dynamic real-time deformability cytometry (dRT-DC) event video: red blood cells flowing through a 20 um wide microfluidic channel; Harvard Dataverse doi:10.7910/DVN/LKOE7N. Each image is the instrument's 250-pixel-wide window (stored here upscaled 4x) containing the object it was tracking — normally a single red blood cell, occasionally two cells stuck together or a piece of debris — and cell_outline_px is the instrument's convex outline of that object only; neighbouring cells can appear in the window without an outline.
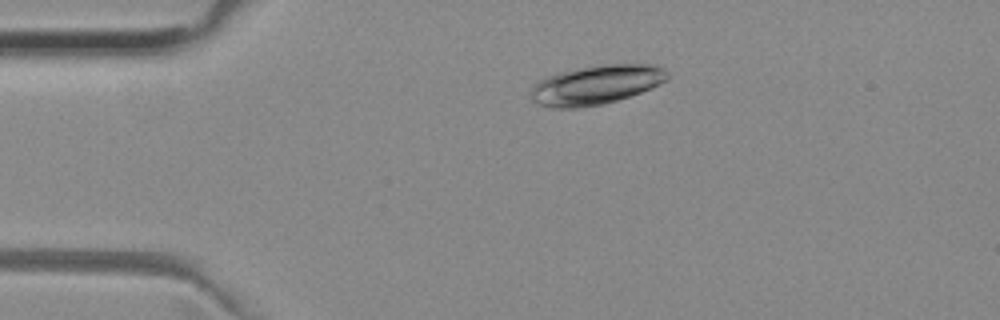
{"species": "common noctule bat (a hibernating species)", "species_latin": "Nyctalus noctula", "temperature_condition": "room temperature", "stored_images_in_passage": 3, "camera_frame_rate_fps": 3000, "um_per_image_px": 0.085, "animal": {"sex": "female", "body_mass_g": 29.2, "forearm_length_mm": 56.3}, "frame": {"image": 1, "passage_image": 2, "time_ms": 0.333, "image_size_px": [1000, 320], "cell_outline_px": [[668, 80], [652, 88], [604, 104], [580, 108], [552, 108], [540, 104], [532, 100], [528, 92], [544, 76], [556, 72], [604, 64], [652, 64], [664, 68], [668, 72]], "centroid_in_image_um": [50.66, 7.21], "position_along_channel_um": 34.3, "area_um2": 31.44}}